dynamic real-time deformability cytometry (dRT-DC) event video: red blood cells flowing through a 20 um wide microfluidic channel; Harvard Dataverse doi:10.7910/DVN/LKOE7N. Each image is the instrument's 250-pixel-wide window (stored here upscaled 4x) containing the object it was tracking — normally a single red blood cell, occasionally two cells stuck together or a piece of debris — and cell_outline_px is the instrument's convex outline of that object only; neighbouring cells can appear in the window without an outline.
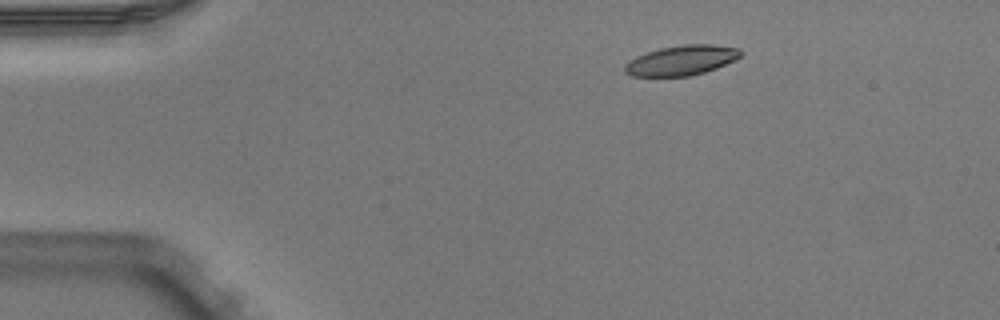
{"species": "Egyptian fruit bat (a non-hibernating species)", "species_latin": "Rousettus aegyptiacus", "temperature_condition": "warm", "stored_images_in_passage": 4, "camera_frame_rate_fps": 3000, "um_per_image_px": 0.085, "animal": {"sex": "male"}, "frame": {"image": 1, "passage_image": 1, "time_ms": 0.0, "image_size_px": [1000, 320], "cell_outline_px": [[744, 52], [740, 56], [716, 68], [704, 72], [688, 76], [632, 76], [624, 72], [624, 64], [628, 60], [636, 56], [660, 48], [684, 44], [712, 44], [740, 48]], "centroid_in_image_um": [57.9, 5.12], "position_along_channel_um": 27.1, "area_um2": 20.17}}
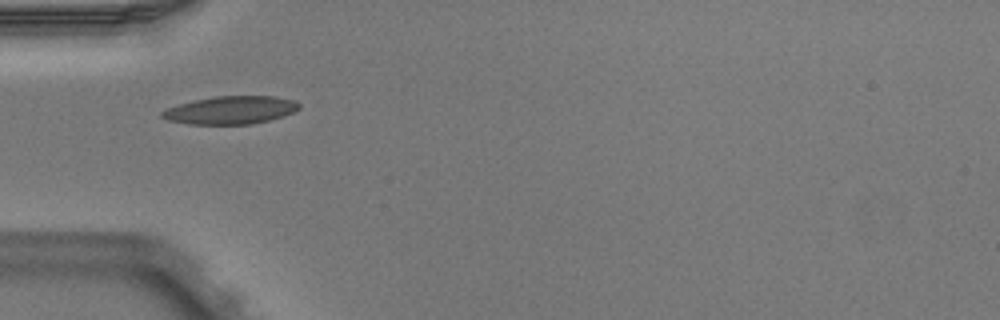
{"frame": {"image": 2, "passage_image": 3, "time_ms": 0.667, "image_size_px": [1000, 320], "cell_outline_px": [[300, 108], [284, 116], [252, 124], [188, 124], [168, 120], [160, 116], [160, 112], [164, 108], [196, 100], [216, 96], [276, 96], [292, 100], [300, 104]], "centroid_in_image_um": [19.58, 9.36], "position_along_channel_um": 65.4, "area_um2": 22.25}}
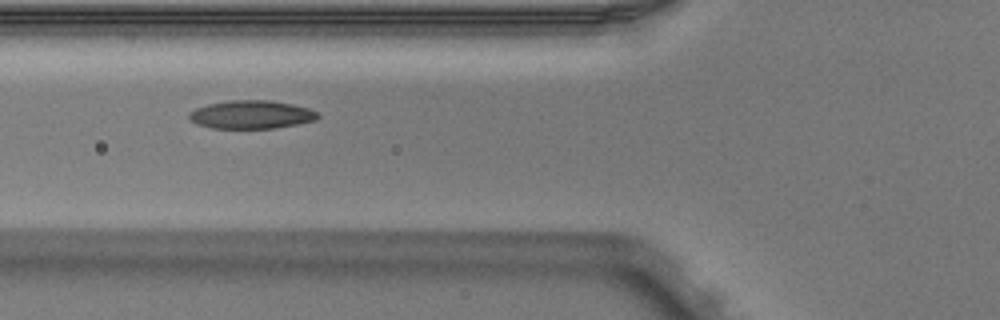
{"frame": {"image": 3, "passage_image": 4, "time_ms": 1.0, "image_size_px": [1000, 320], "cell_outline_px": [[320, 116], [316, 120], [296, 124], [272, 128], [212, 128], [196, 124], [188, 116], [188, 112], [196, 108], [208, 104], [232, 100], [272, 100], [292, 104], [308, 108], [316, 112]], "centroid_in_image_um": [21.35, 9.73], "position_along_channel_um": 104.5, "area_um2": 21.1}}